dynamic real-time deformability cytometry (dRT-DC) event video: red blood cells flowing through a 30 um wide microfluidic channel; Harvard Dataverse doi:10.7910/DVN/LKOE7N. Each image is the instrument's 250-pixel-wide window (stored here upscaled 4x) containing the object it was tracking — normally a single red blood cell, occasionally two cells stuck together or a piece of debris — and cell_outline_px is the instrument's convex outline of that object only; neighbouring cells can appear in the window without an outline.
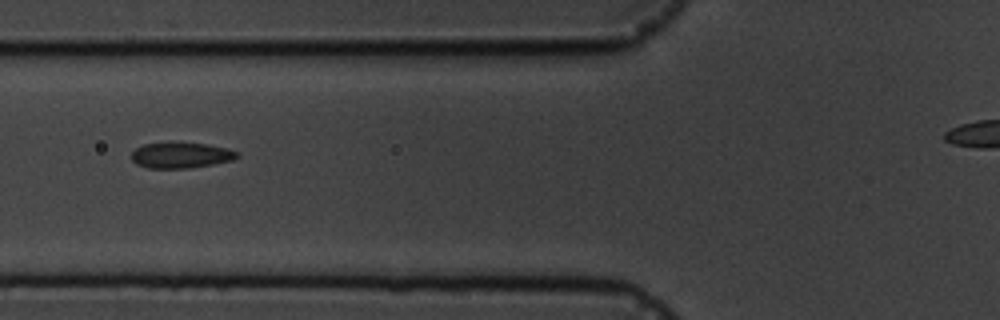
{"species": "common noctule bat (a hibernating species)", "species_latin": "Nyctalus noctula", "temperature_condition": "cold", "stored_images_in_passage": 12, "camera_frame_rate_fps": 3000, "um_per_image_px": 0.085, "animal": {"sex": "male", "body_mass_g": 19.5, "forearm_length_mm": 54.6}, "frame": {"image": 1, "passage_image": 3, "time_ms": 2.333, "image_size_px": [1000, 320], "cell_outline_px": [[240, 156], [232, 160], [212, 164], [188, 168], [148, 168], [136, 164], [132, 160], [132, 152], [136, 148], [144, 144], [176, 140], [208, 144], [240, 152]], "centroid_in_image_um": [15.37, 13.16], "position_along_channel_um": 110.4, "area_um2": 16.3}}
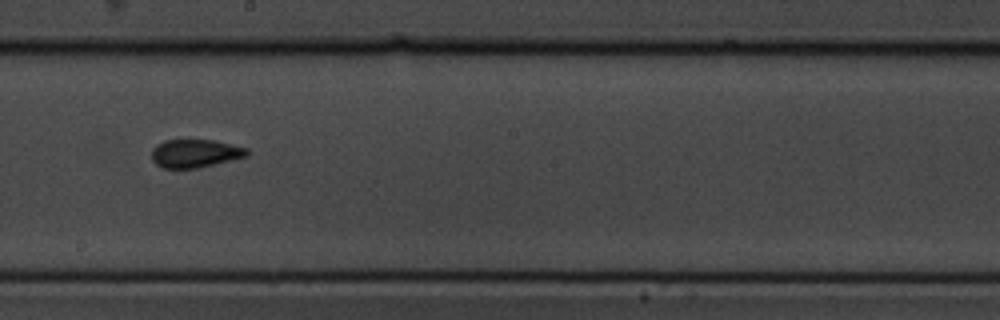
{"frame": {"image": 2, "passage_image": 6, "time_ms": 5.667, "image_size_px": [1000, 320], "cell_outline_px": [[248, 156], [196, 168], [164, 168], [156, 164], [152, 160], [152, 148], [156, 144], [164, 140], [212, 140], [248, 148]], "centroid_in_image_um": [16.56, 13.03], "position_along_channel_um": 231.6, "area_um2": 15.55}}
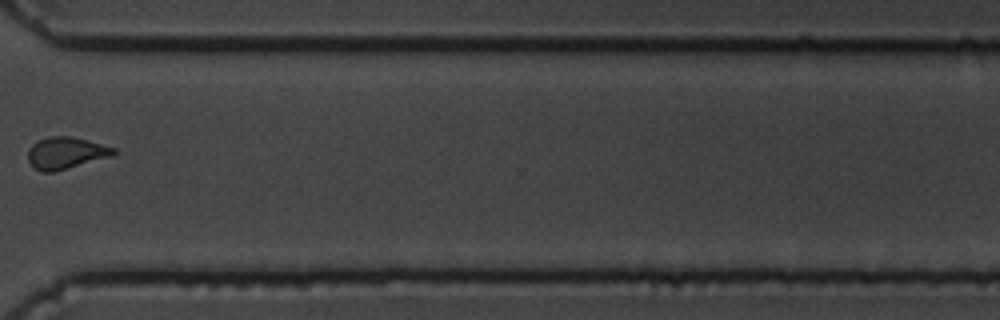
{"frame": {"image": 3, "passage_image": 9, "time_ms": 9.333, "image_size_px": [1000, 320], "cell_outline_px": [[116, 152], [112, 156], [56, 172], [40, 172], [28, 160], [28, 148], [36, 140], [48, 136], [68, 136], [88, 140], [116, 148]], "centroid_in_image_um": [5.59, 13.0], "position_along_channel_um": 365.0, "area_um2": 16.07}, "authors_computed_cell_mechanics": {"area_um2": 15.895, "velocity_mm_per_s": 3.6452, "shape_relaxation_time_tau1_ms": null, "shape_relaxation_time_tau2_ms": 0.5466, "deformation_change_tau1": null, "deformation_change_tau2": 0.0381}}